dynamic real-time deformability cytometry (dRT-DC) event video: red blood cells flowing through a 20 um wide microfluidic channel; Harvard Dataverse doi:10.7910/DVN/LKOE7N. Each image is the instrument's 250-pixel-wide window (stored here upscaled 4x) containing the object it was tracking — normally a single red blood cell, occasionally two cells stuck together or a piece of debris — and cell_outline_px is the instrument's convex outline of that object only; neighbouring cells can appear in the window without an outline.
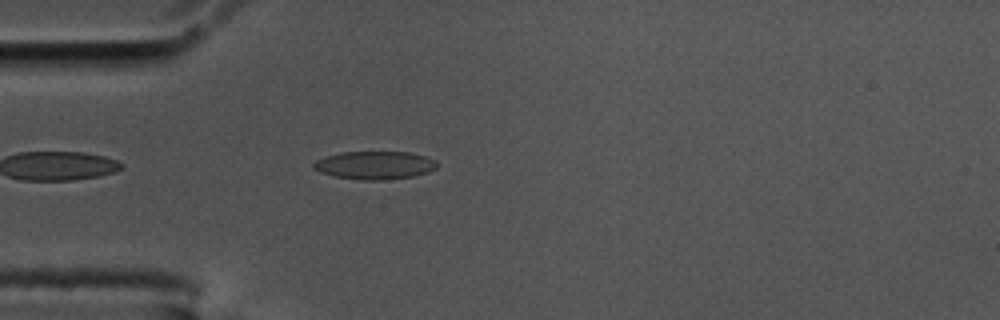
{"species": "common noctule bat (a hibernating species)", "species_latin": "Nyctalus noctula", "temperature_condition": "cold", "stored_images_in_passage": 44, "camera_frame_rate_fps": 3000, "um_per_image_px": 0.085, "animal": {"sex": "male", "body_mass_g": 17.5, "forearm_length_mm": 52.3}, "frame": {"image": 1, "passage_image": 3, "time_ms": 0.667, "image_size_px": [1000, 320], "cell_outline_px": [[436, 168], [428, 172], [412, 176], [384, 180], [364, 180], [332, 176], [320, 172], [312, 168], [312, 164], [316, 160], [324, 156], [340, 152], [408, 152], [424, 156], [436, 160]], "centroid_in_image_um": [31.8, 14.04], "position_along_channel_um": 53.2, "area_um2": 20.23}}
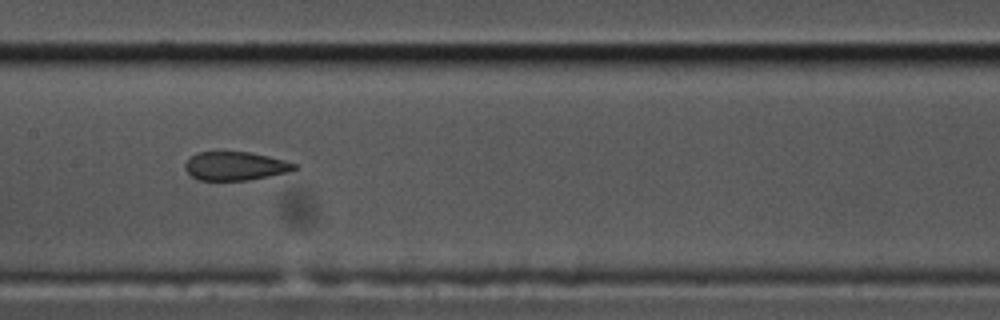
{"frame": {"image": 2, "passage_image": 15, "time_ms": 4.667, "image_size_px": [1000, 320], "cell_outline_px": [[300, 168], [288, 172], [248, 180], [200, 180], [192, 176], [184, 168], [184, 164], [196, 152], [248, 152], [268, 156], [300, 164]], "centroid_in_image_um": [20.04, 14.11], "position_along_channel_um": 187.4, "area_um2": 18.21}}
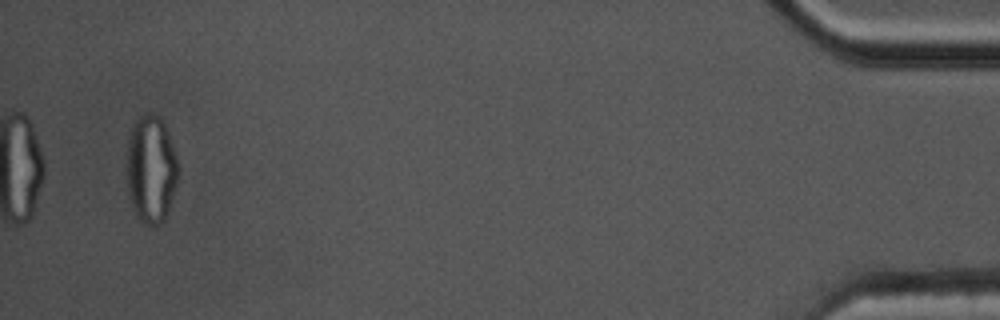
{"frame": {"image": 3, "passage_image": 42, "time_ms": 13.667, "image_size_px": [1000, 320], "cell_outline_px": [[180, 168], [176, 184], [164, 220], [156, 228], [152, 228], [144, 224], [136, 216], [132, 208], [128, 192], [128, 140], [132, 124], [136, 116], [140, 112], [152, 112], [160, 116], [164, 124], [176, 156]], "centroid_in_image_um": [12.83, 14.36], "position_along_channel_um": 422.4, "area_um2": 32.66}}